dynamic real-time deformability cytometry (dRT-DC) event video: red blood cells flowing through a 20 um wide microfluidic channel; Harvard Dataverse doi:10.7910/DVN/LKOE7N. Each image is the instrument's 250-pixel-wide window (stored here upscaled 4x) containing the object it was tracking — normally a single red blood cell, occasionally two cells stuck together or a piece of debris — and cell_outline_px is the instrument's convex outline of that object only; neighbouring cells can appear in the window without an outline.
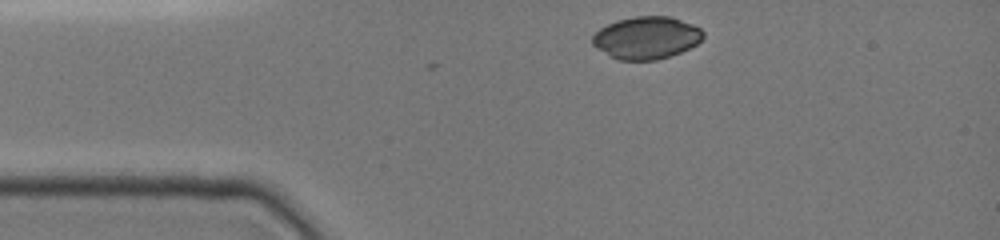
{"species": "common noctule bat (a hibernating species)", "species_latin": "Nyctalus noctula", "temperature_condition": "cold", "stored_images_in_passage": 7, "camera_frame_rate_fps": 3000, "um_per_image_px": 0.085, "animal": {"sex": "female", "body_mass_g": 19.0, "forearm_length_mm": 51.5}, "frame": {"image": 1, "passage_image": 1, "time_ms": 0.0, "image_size_px": [1000, 240], "cell_outline_px": [[704, 36], [696, 44], [680, 52], [656, 60], [616, 60], [608, 56], [596, 48], [592, 44], [592, 36], [600, 28], [616, 20], [636, 16], [672, 16], [692, 24], [700, 28], [704, 32]], "centroid_in_image_um": [54.92, 3.21], "position_along_channel_um": 30.1, "area_um2": 27.46}}
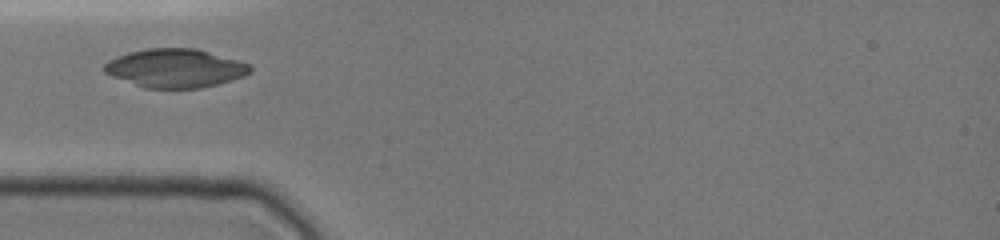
{"frame": {"image": 2, "passage_image": 4, "time_ms": 2.0, "image_size_px": [1000, 240], "cell_outline_px": [[252, 72], [244, 76], [232, 80], [200, 88], [144, 88], [112, 76], [104, 72], [104, 64], [108, 60], [116, 56], [128, 52], [148, 48], [196, 48], [240, 60], [248, 64], [252, 68]], "centroid_in_image_um": [14.9, 5.79], "position_along_channel_um": 70.1, "area_um2": 32.95}}
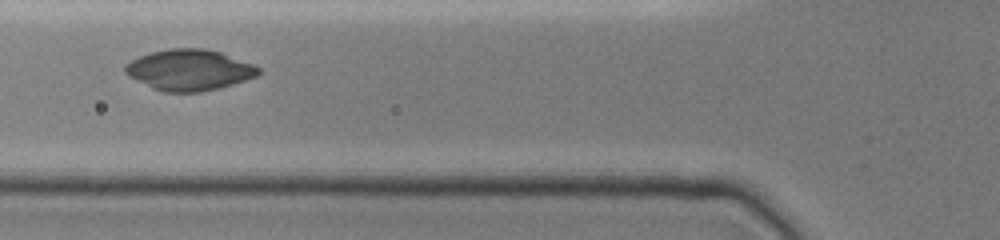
{"frame": {"image": 3, "passage_image": 6, "time_ms": 3.0, "image_size_px": [1000, 240], "cell_outline_px": [[260, 72], [256, 76], [220, 88], [200, 92], [164, 92], [152, 88], [128, 76], [124, 72], [124, 64], [140, 56], [152, 52], [172, 48], [204, 48], [220, 52], [256, 64], [260, 68]], "centroid_in_image_um": [16.09, 5.94], "position_along_channel_um": 109.7, "area_um2": 31.85}}